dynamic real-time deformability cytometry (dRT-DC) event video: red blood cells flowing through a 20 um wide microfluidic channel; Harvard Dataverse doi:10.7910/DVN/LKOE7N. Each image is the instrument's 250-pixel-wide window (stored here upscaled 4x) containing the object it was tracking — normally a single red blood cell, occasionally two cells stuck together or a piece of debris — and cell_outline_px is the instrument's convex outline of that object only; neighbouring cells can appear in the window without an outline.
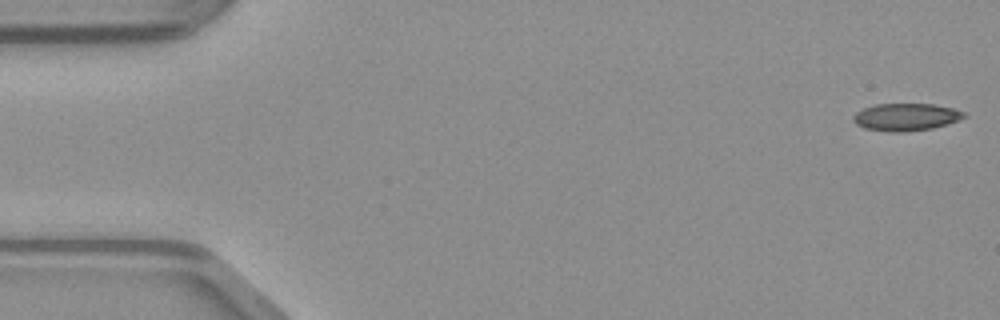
{"species": "common noctule bat (a hibernating species)", "species_latin": "Nyctalus noctula", "temperature_condition": "warm", "stored_images_in_passage": 48, "camera_frame_rate_fps": 3000, "um_per_image_px": 0.085, "animal": {"sex": "male", "body_mass_g": 23.1, "forearm_length_mm": 52.7}, "frame": {"image": 1, "passage_image": 1, "time_ms": 0.0, "image_size_px": [1000, 320], "cell_outline_px": [[968, 116], [948, 124], [932, 128], [904, 132], [888, 132], [864, 128], [856, 124], [852, 120], [852, 116], [856, 112], [864, 108], [876, 104], [932, 104], [952, 108], [964, 112]], "centroid_in_image_um": [76.99, 9.95], "position_along_channel_um": 8.0, "area_um2": 17.74}}
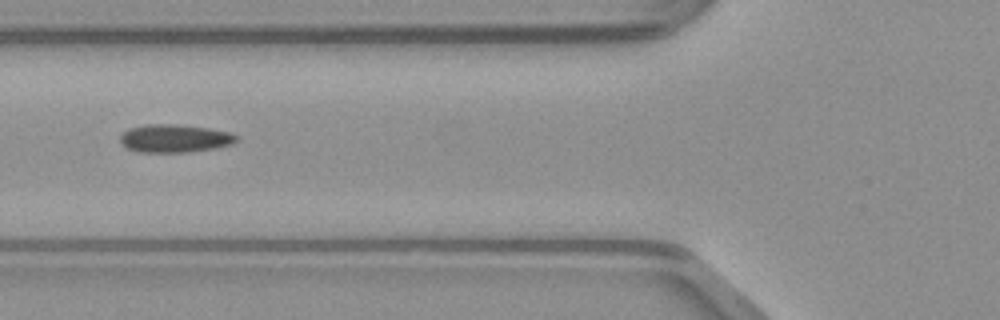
{"frame": {"image": 2, "passage_image": 18, "time_ms": 5.667, "image_size_px": [1000, 320], "cell_outline_px": [[240, 136], [232, 144], [216, 148], [188, 152], [136, 152], [128, 148], [120, 140], [120, 136], [128, 128], [144, 124], [176, 124], [208, 128], [228, 132]], "centroid_in_image_um": [14.85, 11.76], "position_along_channel_um": 111.0, "area_um2": 19.02}}
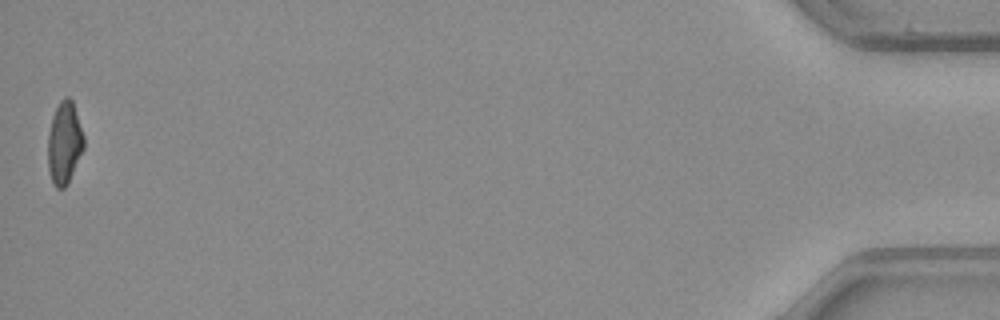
{"frame": {"image": 3, "passage_image": 48, "time_ms": 15.667, "image_size_px": [1000, 320], "cell_outline_px": [[84, 148], [68, 184], [64, 188], [56, 188], [52, 184], [48, 168], [48, 136], [52, 116], [60, 100], [64, 96], [68, 96], [72, 100], [84, 136]], "centroid_in_image_um": [5.47, 12.16], "position_along_channel_um": 429.7, "area_um2": 17.34}}